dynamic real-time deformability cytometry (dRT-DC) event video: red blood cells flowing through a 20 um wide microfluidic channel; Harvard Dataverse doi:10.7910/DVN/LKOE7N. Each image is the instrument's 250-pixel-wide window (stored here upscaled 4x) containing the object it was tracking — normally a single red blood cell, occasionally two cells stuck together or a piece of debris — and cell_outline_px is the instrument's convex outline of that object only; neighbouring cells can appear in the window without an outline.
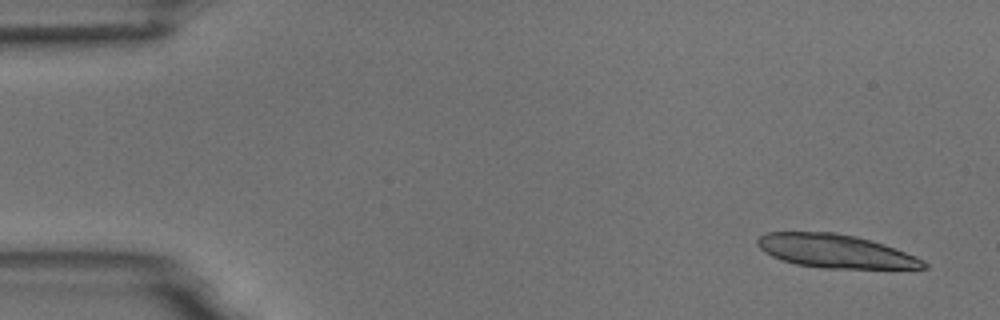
{"species": "common noctule bat (a hibernating species)", "species_latin": "Nyctalus noctula", "temperature_condition": "room temperature", "stored_images_in_passage": 8, "camera_frame_rate_fps": 3000, "um_per_image_px": 0.085, "animal": {"sex": "male", "body_mass_g": 18.8}, "frame": {"image": 1, "passage_image": 1, "time_ms": 0.0, "image_size_px": [1000, 320], "cell_outline_px": [[928, 268], [820, 268], [796, 264], [780, 260], [764, 252], [756, 244], [756, 240], [760, 236], [768, 232], [836, 232], [856, 236], [872, 240], [896, 248], [916, 256], [924, 260], [928, 264]], "centroid_in_image_um": [71.0, 21.34], "position_along_channel_um": 14.0, "area_um2": 32.54}}
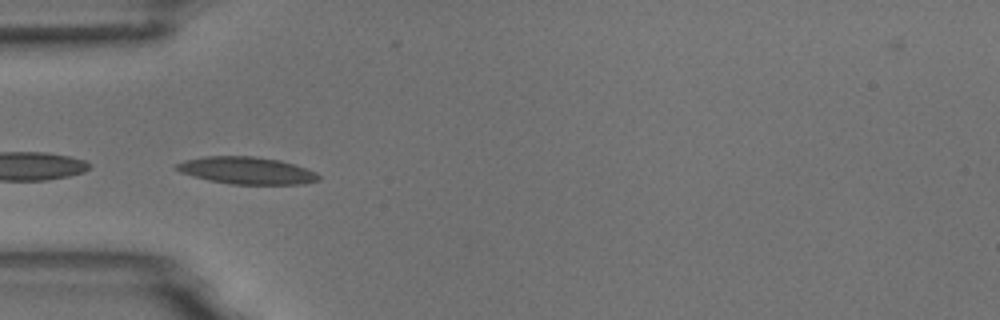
{"frame": {"image": 2, "passage_image": 5, "time_ms": 4.667, "image_size_px": [1000, 320], "cell_outline_px": [[320, 180], [304, 184], [232, 184], [208, 180], [180, 172], [172, 168], [176, 164], [184, 160], [204, 156], [252, 156], [280, 160], [316, 172], [320, 176]], "centroid_in_image_um": [20.94, 14.49], "position_along_channel_um": 64.1, "area_um2": 22.48}}